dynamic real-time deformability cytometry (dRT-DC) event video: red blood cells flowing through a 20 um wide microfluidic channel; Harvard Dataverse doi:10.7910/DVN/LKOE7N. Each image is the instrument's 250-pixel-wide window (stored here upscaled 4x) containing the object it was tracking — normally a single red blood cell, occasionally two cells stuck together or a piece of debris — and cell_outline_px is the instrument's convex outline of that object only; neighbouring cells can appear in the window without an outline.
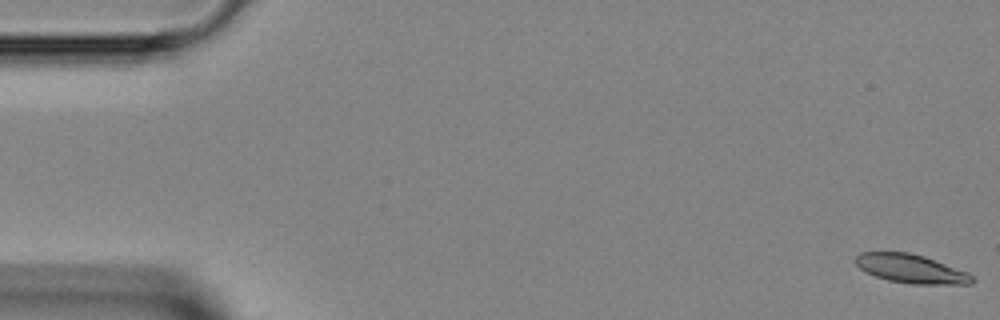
{"species": "Egyptian fruit bat (a non-hibernating species)", "species_latin": "Rousettus aegyptiacus", "temperature_condition": "room temperature", "stored_images_in_passage": 11, "camera_frame_rate_fps": 3000, "um_per_image_px": 0.085, "animal": {"sex": "female"}, "frame": {"image": 1, "passage_image": 1, "time_ms": 0.0, "image_size_px": [1000, 320], "cell_outline_px": [[976, 280], [972, 284], [912, 284], [888, 280], [876, 276], [860, 268], [856, 264], [856, 256], [860, 252], [908, 252], [924, 256], [968, 272]], "centroid_in_image_um": [77.47, 22.84], "position_along_channel_um": 7.5, "area_um2": 19.42}}